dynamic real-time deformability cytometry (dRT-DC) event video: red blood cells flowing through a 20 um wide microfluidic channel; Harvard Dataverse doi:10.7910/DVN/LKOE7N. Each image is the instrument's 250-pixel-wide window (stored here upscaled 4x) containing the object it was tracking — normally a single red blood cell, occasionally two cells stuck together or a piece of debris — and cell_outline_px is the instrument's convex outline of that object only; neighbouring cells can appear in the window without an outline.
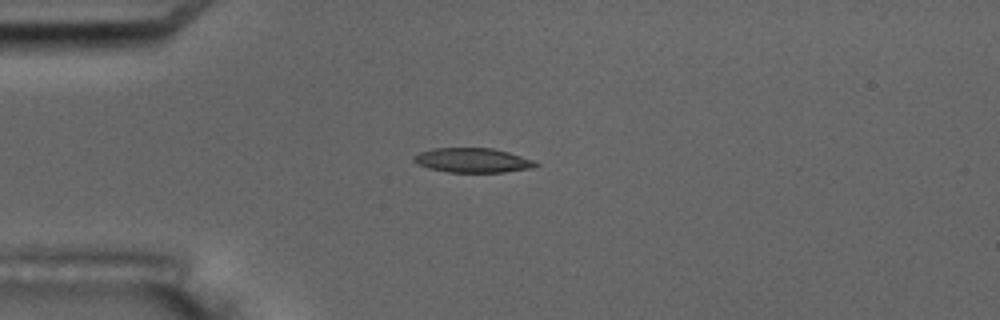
{"species": "common noctule bat (a hibernating species)", "species_latin": "Nyctalus noctula", "temperature_condition": "room temperature", "stored_images_in_passage": 9, "camera_frame_rate_fps": 3000, "um_per_image_px": 0.085, "animal": {"sex": "male", "body_mass_g": 17.5, "forearm_length_mm": 52.3}, "frame": {"image": 1, "passage_image": 3, "time_ms": 2.333, "image_size_px": [1000, 320], "cell_outline_px": [[540, 164], [532, 168], [504, 172], [448, 172], [428, 168], [416, 164], [412, 160], [412, 156], [420, 152], [432, 148], [492, 148], [508, 152], [532, 160]], "centroid_in_image_um": [40.12, 13.62], "position_along_channel_um": 44.9, "area_um2": 17.4}}
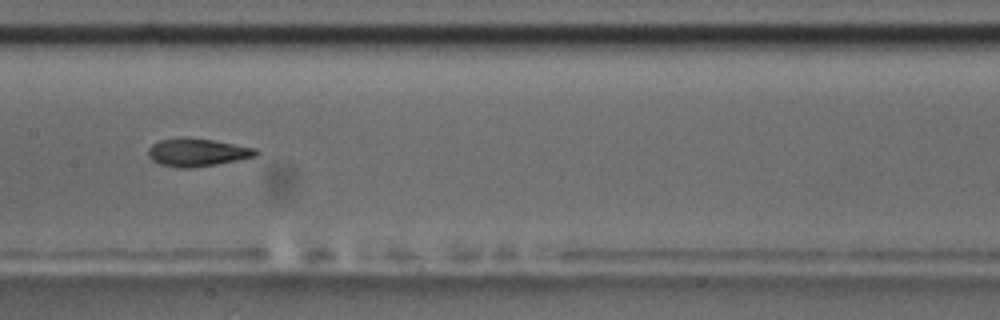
{"frame": {"image": 2, "passage_image": 7, "time_ms": 7.0, "image_size_px": [1000, 320], "cell_outline_px": [[260, 152], [256, 156], [216, 164], [192, 168], [176, 168], [160, 164], [152, 160], [148, 156], [148, 148], [152, 144], [160, 140], [180, 136], [212, 140], [256, 148]], "centroid_in_image_um": [16.73, 12.95], "position_along_channel_um": 190.7, "area_um2": 17.63}}